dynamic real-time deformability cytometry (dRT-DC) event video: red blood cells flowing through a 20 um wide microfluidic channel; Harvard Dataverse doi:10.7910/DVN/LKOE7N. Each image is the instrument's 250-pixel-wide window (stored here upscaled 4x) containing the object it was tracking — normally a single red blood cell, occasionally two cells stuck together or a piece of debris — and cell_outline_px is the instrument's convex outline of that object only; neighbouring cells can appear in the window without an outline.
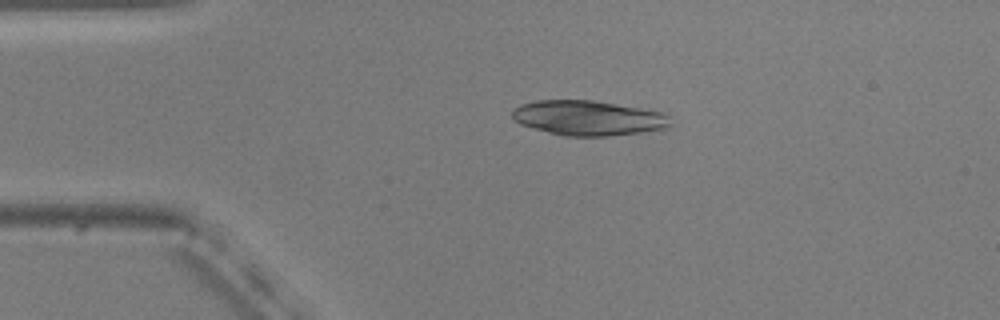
{"species": "common noctule bat (a hibernating species)", "species_latin": "Nyctalus noctula", "temperature_condition": "warm", "stored_images_in_passage": 43, "camera_frame_rate_fps": 3000, "um_per_image_px": 0.085, "animal": {"sex": "male", "body_mass_g": 20.5, "forearm_length_mm": 52.5}, "frame": {"image": 1, "passage_image": 1, "time_ms": 0.0, "image_size_px": [1000, 320], "cell_outline_px": [[672, 124], [668, 128], [640, 132], [608, 136], [564, 136], [548, 132], [520, 124], [512, 116], [512, 108], [520, 104], [536, 100], [592, 100], [616, 104], [660, 112], [668, 116]], "centroid_in_image_um": [49.97, 10.03], "position_along_channel_um": 35.0, "area_um2": 32.02}}